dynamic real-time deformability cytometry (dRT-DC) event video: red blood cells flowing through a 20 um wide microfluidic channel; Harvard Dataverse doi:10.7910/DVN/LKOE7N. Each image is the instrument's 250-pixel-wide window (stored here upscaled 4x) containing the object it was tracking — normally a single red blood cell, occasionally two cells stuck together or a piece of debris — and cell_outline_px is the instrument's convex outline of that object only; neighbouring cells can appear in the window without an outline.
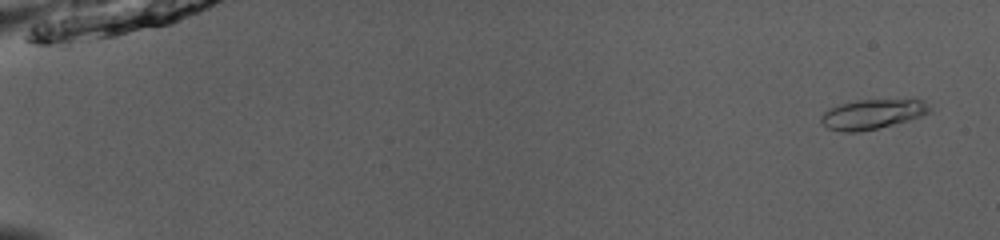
{"species": "common noctule bat (a hibernating species)", "species_latin": "Nyctalus noctula", "temperature_condition": "room temperature", "stored_images_in_passage": 53, "camera_frame_rate_fps": 3000, "um_per_image_px": 0.085, "animal": {"sex": "male", "body_mass_g": 13.0, "forearm_length_mm": 53.1}, "frame": {"image": 1, "passage_image": 3, "time_ms": 0.667, "image_size_px": [1000, 240], "cell_outline_px": [[932, 112], [908, 120], [860, 132], [840, 132], [828, 128], [820, 120], [820, 116], [824, 112], [832, 108], [856, 100], [916, 96], [924, 100], [932, 108]], "centroid_in_image_um": [74.28, 9.64], "position_along_channel_um": 10.7, "area_um2": 19.48}}
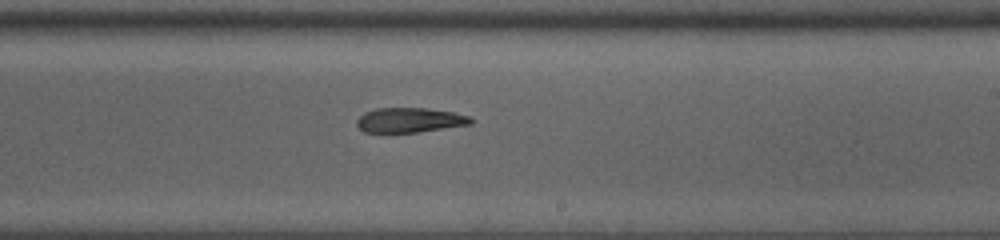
{"frame": {"image": 2, "passage_image": 34, "time_ms": 11.0, "image_size_px": [1000, 240], "cell_outline_px": [[476, 120], [472, 124], [416, 132], [364, 132], [356, 124], [356, 120], [364, 112], [376, 108], [428, 108], [452, 112], [468, 116]], "centroid_in_image_um": [34.83, 10.2], "position_along_channel_um": 254.2, "area_um2": 16.42}}
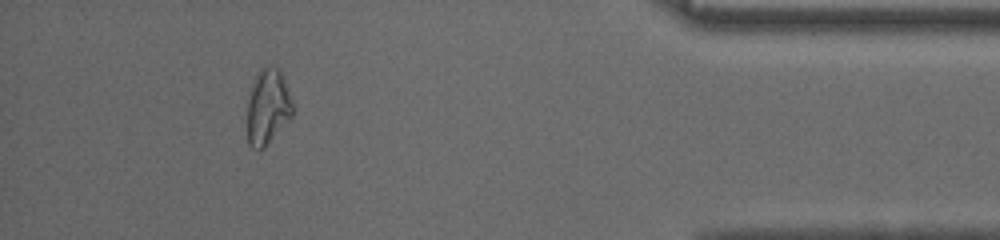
{"frame": {"image": 3, "passage_image": 49, "time_ms": 16.0, "image_size_px": [1000, 240], "cell_outline_px": [[292, 116], [264, 148], [252, 148], [248, 144], [248, 100], [252, 80], [256, 72], [260, 68], [268, 64], [280, 68], [284, 76], [292, 104]], "centroid_in_image_um": [22.75, 9.01], "position_along_channel_um": 412.5, "area_um2": 20.11}}